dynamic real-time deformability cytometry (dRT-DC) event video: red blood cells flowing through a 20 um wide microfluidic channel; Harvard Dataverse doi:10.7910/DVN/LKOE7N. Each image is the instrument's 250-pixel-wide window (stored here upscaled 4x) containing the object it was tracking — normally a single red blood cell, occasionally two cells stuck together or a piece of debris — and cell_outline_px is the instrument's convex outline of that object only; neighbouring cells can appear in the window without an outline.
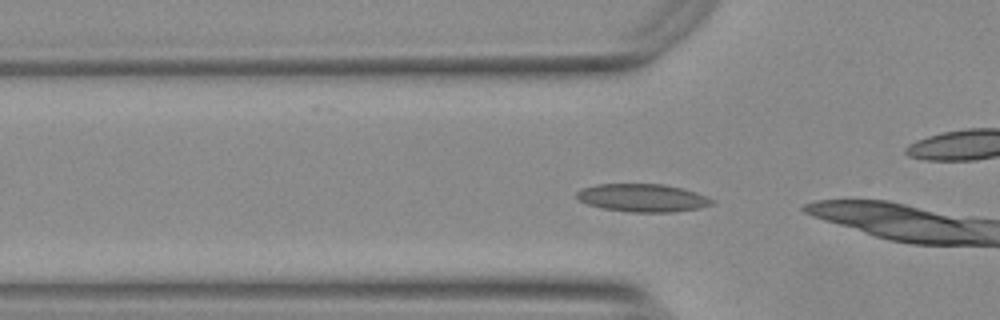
{"species": "Egyptian fruit bat (a non-hibernating species)", "species_latin": "Rousettus aegyptiacus", "temperature_condition": "warm", "stored_images_in_passage": 12, "camera_frame_rate_fps": 3000, "um_per_image_px": 0.085, "animal": {"sex": "female"}, "frame": {"image": 1, "passage_image": 9, "time_ms": 2.667, "image_size_px": [1000, 320], "cell_outline_px": [[716, 204], [700, 208], [676, 212], [628, 212], [600, 208], [588, 204], [580, 200], [576, 196], [576, 192], [580, 188], [596, 184], [664, 184], [696, 192], [708, 196], [716, 200]], "centroid_in_image_um": [54.66, 16.82], "position_along_channel_um": 71.1, "area_um2": 22.37}}